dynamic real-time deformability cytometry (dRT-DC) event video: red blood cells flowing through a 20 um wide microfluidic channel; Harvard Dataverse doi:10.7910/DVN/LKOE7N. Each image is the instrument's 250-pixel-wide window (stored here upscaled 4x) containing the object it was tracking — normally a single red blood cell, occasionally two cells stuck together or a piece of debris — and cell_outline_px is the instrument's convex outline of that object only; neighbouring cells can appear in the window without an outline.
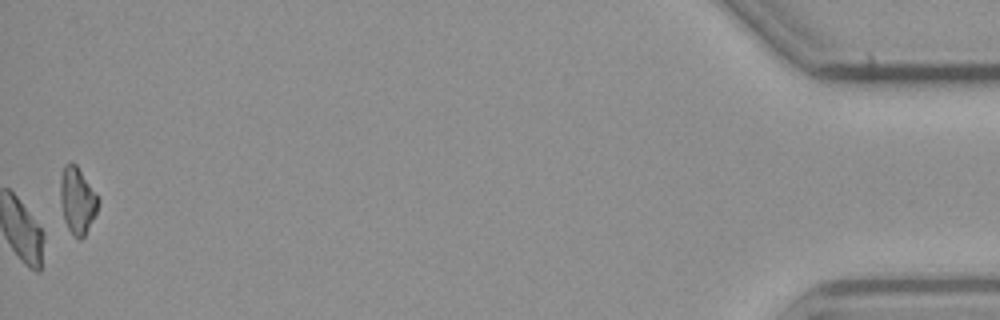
{"species": "common noctule bat (a hibernating species)", "species_latin": "Nyctalus noctula", "temperature_condition": "cold", "stored_images_in_passage": 42, "camera_frame_rate_fps": 3000, "um_per_image_px": 0.085, "animal": {"sex": "male", "body_mass_g": 23.1, "forearm_length_mm": 52.7}, "frame": {"image": 1, "passage_image": 42, "time_ms": 13.667, "image_size_px": [1000, 320], "cell_outline_px": [[100, 200], [96, 212], [84, 236], [80, 240], [72, 236], [64, 220], [60, 204], [60, 176], [64, 164], [76, 164]], "centroid_in_image_um": [6.55, 17.05], "position_along_channel_um": 428.7, "area_um2": 14.62}, "authors_computed_cell_mechanics": {"area_um2": 18.0625, "velocity_mm_per_s": 3.7106, "shape_relaxation_time_tau1_ms": 5.5507, "shape_relaxation_time_tau2_ms": null, "deformation_change_tau1": 0.132, "deformation_change_tau2": null}}